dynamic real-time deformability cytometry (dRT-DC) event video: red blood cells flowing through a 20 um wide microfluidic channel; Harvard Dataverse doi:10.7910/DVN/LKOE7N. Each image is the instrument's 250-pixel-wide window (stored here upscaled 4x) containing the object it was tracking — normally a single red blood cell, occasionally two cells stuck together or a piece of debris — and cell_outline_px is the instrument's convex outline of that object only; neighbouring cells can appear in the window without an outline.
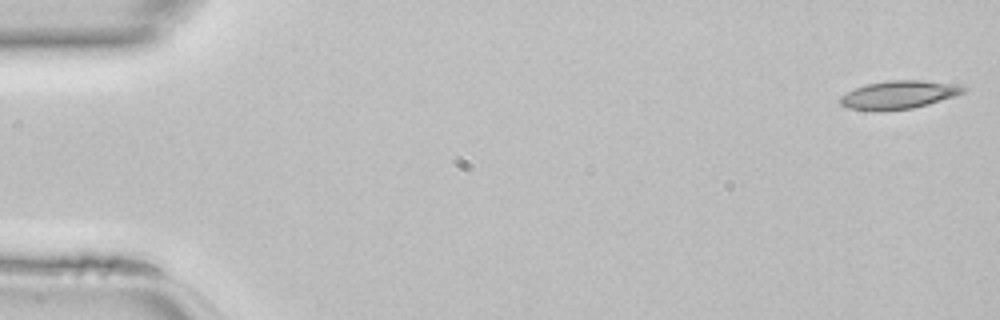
{"species": "common noctule bat (a hibernating species)", "species_latin": "Nyctalus noctula", "temperature_condition": "room temperature", "stored_images_in_passage": 46, "camera_frame_rate_fps": 3000, "um_per_image_px": 0.085, "animal": {"sex": "female", "body_mass_g": 22.7, "forearm_length_mm": 54.2}, "frame": {"image": 1, "passage_image": 1, "time_ms": 0.0, "image_size_px": [1000, 320], "cell_outline_px": [[968, 88], [964, 92], [928, 104], [912, 108], [884, 112], [880, 112], [848, 108], [840, 104], [836, 100], [840, 96], [856, 88], [868, 84], [888, 80], [920, 80], [956, 84]], "centroid_in_image_um": [76.34, 8.07], "position_along_channel_um": 8.7, "area_um2": 20.29}}
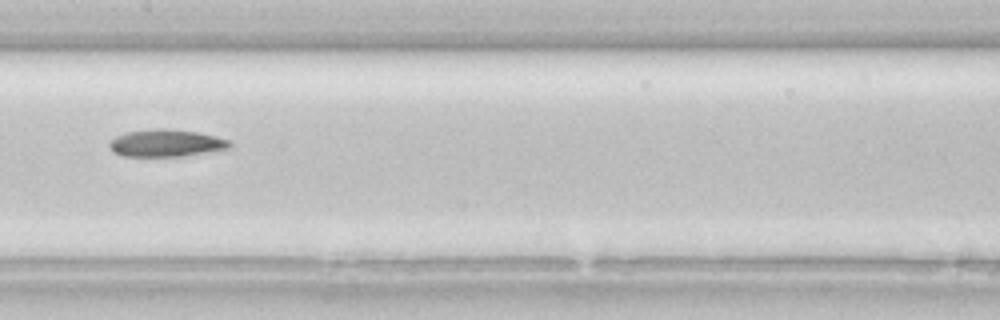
{"frame": {"image": 2, "passage_image": 23, "time_ms": 7.333, "image_size_px": [1000, 320], "cell_outline_px": [[232, 144], [228, 148], [184, 156], [120, 156], [112, 152], [108, 144], [116, 136], [128, 132], [156, 128], [164, 128], [196, 132], [216, 136], [228, 140]], "centroid_in_image_um": [14.08, 12.17], "position_along_channel_um": 193.3, "area_um2": 18.96}}
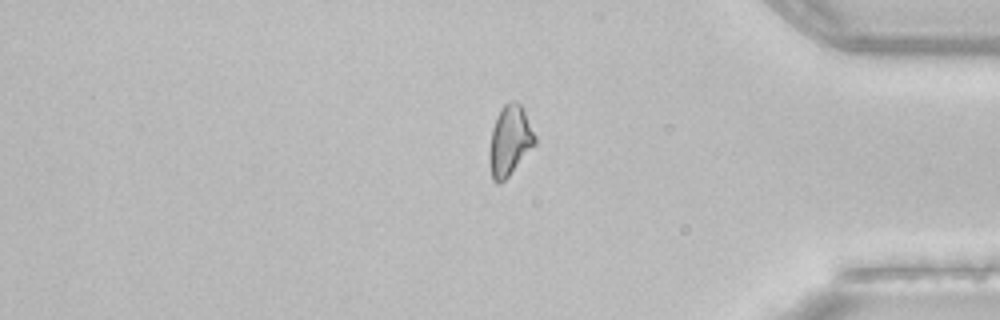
{"frame": {"image": 3, "passage_image": 38, "time_ms": 12.333, "image_size_px": [1000, 320], "cell_outline_px": [[536, 144], [508, 176], [500, 184], [496, 184], [492, 180], [488, 160], [488, 148], [492, 128], [496, 116], [500, 108], [508, 100], [516, 100], [520, 104], [536, 136]], "centroid_in_image_um": [43.29, 11.96], "position_along_channel_um": 391.9, "area_um2": 18.9}}